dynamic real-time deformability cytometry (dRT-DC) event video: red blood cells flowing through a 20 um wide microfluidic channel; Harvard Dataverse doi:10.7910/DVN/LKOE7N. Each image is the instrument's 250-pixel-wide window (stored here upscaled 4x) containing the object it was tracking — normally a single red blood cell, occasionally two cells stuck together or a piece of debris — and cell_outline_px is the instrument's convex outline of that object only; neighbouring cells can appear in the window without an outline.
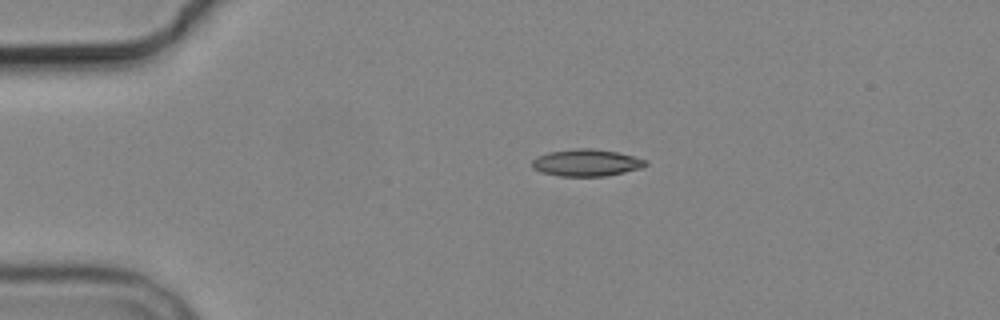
{"species": "common noctule bat (a hibernating species)", "species_latin": "Nyctalus noctula", "temperature_condition": "cold", "stored_images_in_passage": 4, "camera_frame_rate_fps": 3000, "um_per_image_px": 0.085, "animal": {"sex": "male", "body_mass_g": 19.2, "forearm_length_mm": 51.8}, "frame": {"image": 1, "passage_image": 1, "time_ms": 0.0, "image_size_px": [1000, 320], "cell_outline_px": [[648, 164], [640, 168], [624, 172], [604, 176], [560, 176], [540, 172], [532, 168], [532, 160], [536, 156], [548, 152], [576, 148], [592, 148], [616, 152], [648, 160]], "centroid_in_image_um": [49.81, 13.83], "position_along_channel_um": 35.2, "area_um2": 17.86}}
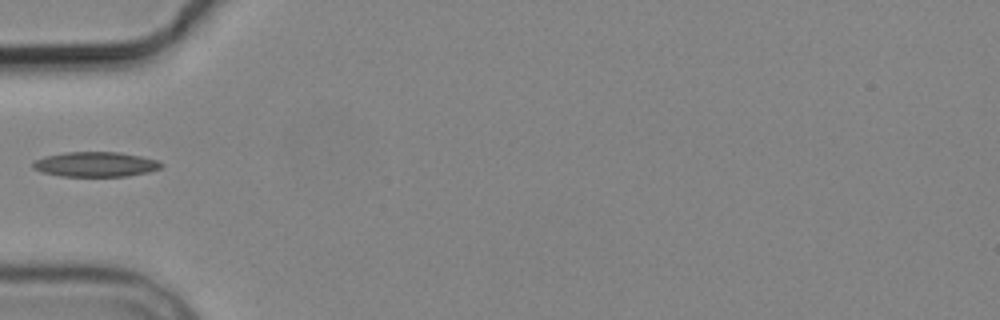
{"frame": {"image": 2, "passage_image": 3, "time_ms": 2.333, "image_size_px": [1000, 320], "cell_outline_px": [[164, 164], [160, 168], [148, 172], [128, 176], [60, 176], [44, 172], [32, 168], [32, 164], [36, 160], [44, 156], [64, 152], [120, 152], [140, 156], [156, 160]], "centroid_in_image_um": [8.12, 13.96], "position_along_channel_um": 76.9, "area_um2": 18.55}}
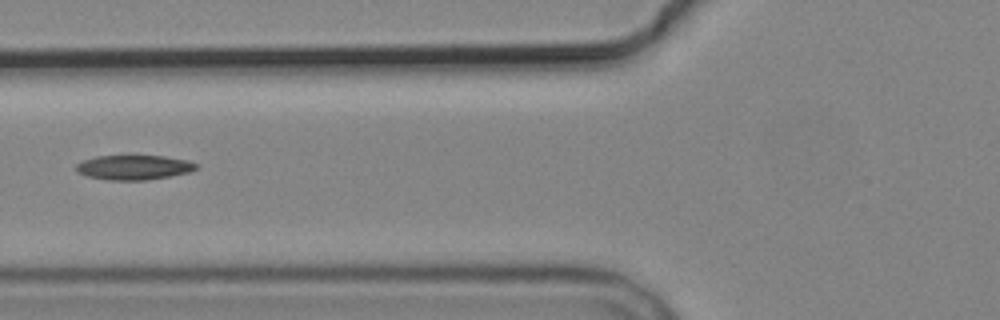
{"frame": {"image": 3, "passage_image": 4, "time_ms": 3.333, "image_size_px": [1000, 320], "cell_outline_px": [[200, 164], [196, 168], [188, 172], [168, 176], [144, 180], [108, 180], [88, 176], [76, 172], [76, 164], [84, 160], [96, 156], [164, 156], [188, 160]], "centroid_in_image_um": [11.37, 14.22], "position_along_channel_um": 114.4, "area_um2": 17.11}}